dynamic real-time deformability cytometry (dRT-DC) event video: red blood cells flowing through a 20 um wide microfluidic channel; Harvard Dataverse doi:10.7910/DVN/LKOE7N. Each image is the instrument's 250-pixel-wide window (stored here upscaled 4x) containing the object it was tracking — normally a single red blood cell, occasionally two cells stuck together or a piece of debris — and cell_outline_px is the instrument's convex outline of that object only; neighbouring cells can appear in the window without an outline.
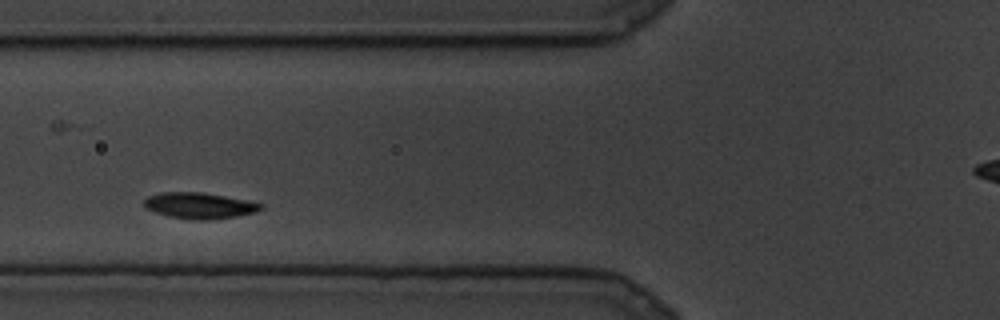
{"species": "common noctule bat (a hibernating species)", "species_latin": "Nyctalus noctula", "temperature_condition": "cold", "stored_images_in_passage": 10, "camera_frame_rate_fps": 3000, "um_per_image_px": 0.085, "animal": {"sex": "male", "body_mass_g": 19.5, "forearm_length_mm": 54.6}, "frame": {"image": 1, "passage_image": 4, "time_ms": 1.0, "image_size_px": [1000, 320], "cell_outline_px": [[264, 208], [256, 212], [236, 216], [204, 220], [192, 220], [168, 216], [144, 208], [144, 200], [148, 196], [160, 192], [200, 192], [224, 196], [264, 204]], "centroid_in_image_um": [16.93, 17.47], "position_along_channel_um": 108.9, "area_um2": 17.63}}
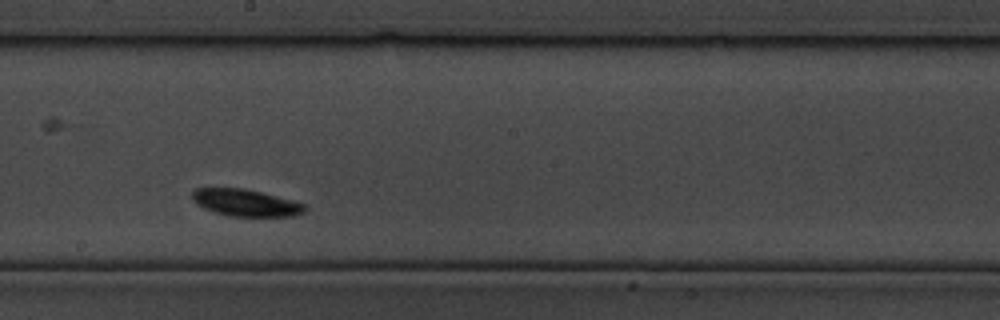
{"frame": {"image": 2, "passage_image": 9, "time_ms": 2.667, "image_size_px": [1000, 320], "cell_outline_px": [[308, 208], [304, 212], [292, 216], [228, 216], [212, 212], [196, 204], [192, 200], [192, 192], [196, 188], [244, 188], [308, 204]], "centroid_in_image_um": [20.88, 17.24], "position_along_channel_um": 227.3, "area_um2": 17.8}}
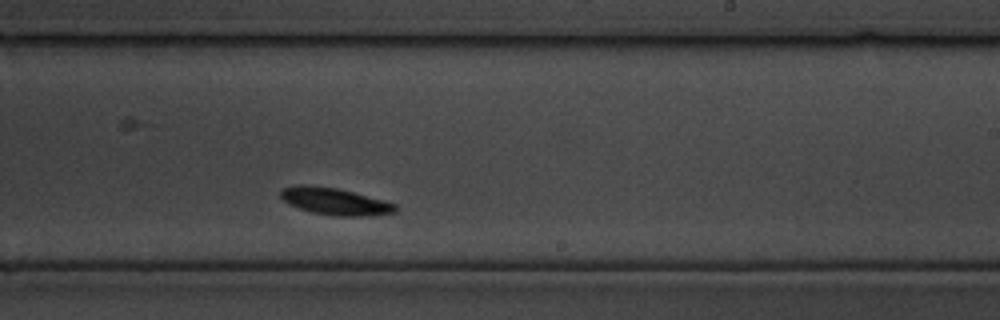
{"frame": {"image": 3, "passage_image": 10, "time_ms": 3.0, "image_size_px": [1000, 320], "cell_outline_px": [[396, 212], [368, 216], [336, 216], [312, 212], [296, 208], [288, 204], [280, 196], [280, 192], [284, 188], [300, 184], [308, 184], [336, 188], [384, 200], [396, 204]], "centroid_in_image_um": [28.44, 17.12], "position_along_channel_um": 260.6, "area_um2": 18.03}}